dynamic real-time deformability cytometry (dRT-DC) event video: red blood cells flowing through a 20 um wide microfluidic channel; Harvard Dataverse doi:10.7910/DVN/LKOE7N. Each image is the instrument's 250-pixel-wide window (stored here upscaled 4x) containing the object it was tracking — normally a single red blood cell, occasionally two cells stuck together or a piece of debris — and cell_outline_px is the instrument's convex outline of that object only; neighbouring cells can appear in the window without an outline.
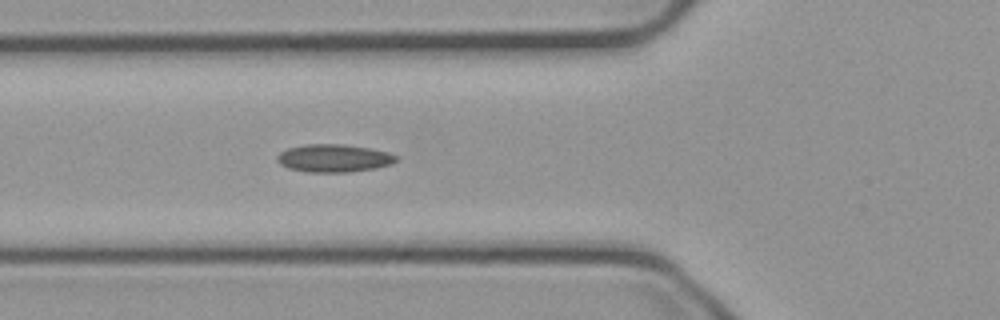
{"species": "common noctule bat (a hibernating species)", "species_latin": "Nyctalus noctula", "temperature_condition": "cold", "stored_images_in_passage": 35, "camera_frame_rate_fps": 3000, "um_per_image_px": 0.085, "animal": {"sex": "male", "body_mass_g": 23.1, "forearm_length_mm": 52.7}, "frame": {"image": 1, "passage_image": 3, "time_ms": 0.667, "image_size_px": [1000, 320], "cell_outline_px": [[400, 160], [392, 164], [376, 168], [348, 172], [308, 172], [288, 168], [280, 164], [276, 160], [276, 156], [280, 152], [288, 148], [304, 144], [344, 144], [368, 148], [388, 152], [400, 156]], "centroid_in_image_um": [28.41, 13.44], "position_along_channel_um": 97.4, "area_um2": 19.54}}
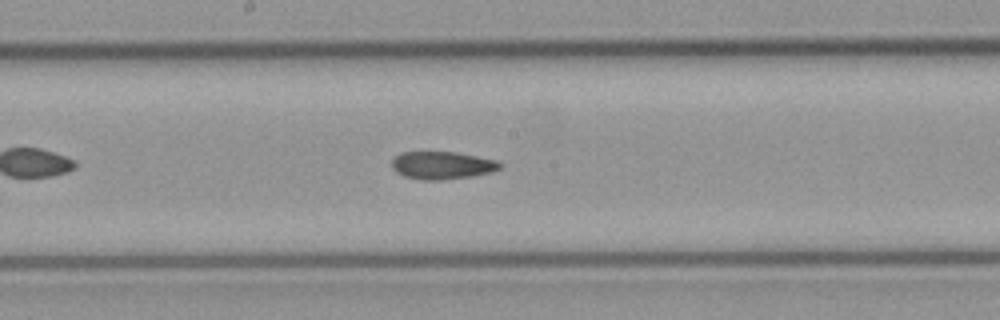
{"frame": {"image": 2, "passage_image": 12, "time_ms": 3.667, "image_size_px": [1000, 320], "cell_outline_px": [[504, 164], [500, 168], [492, 172], [472, 176], [444, 180], [420, 180], [404, 176], [396, 172], [392, 168], [392, 160], [400, 152], [456, 152], [496, 160]], "centroid_in_image_um": [37.58, 14.06], "position_along_channel_um": 210.6, "area_um2": 17.57}}
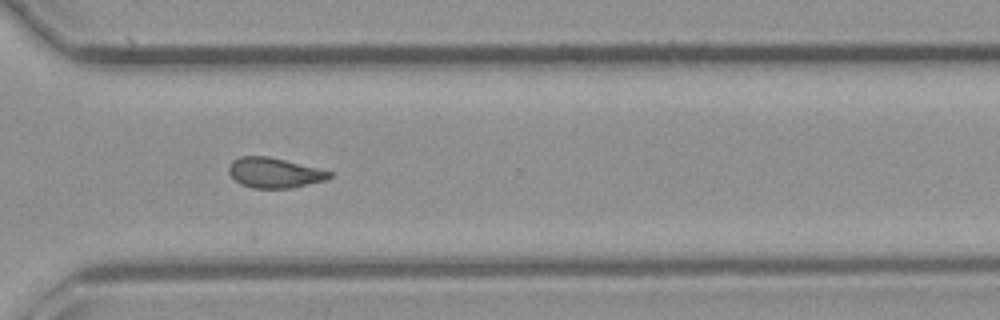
{"frame": {"image": 3, "passage_image": 23, "time_ms": 7.333, "image_size_px": [1000, 320], "cell_outline_px": [[332, 176], [328, 180], [288, 188], [252, 188], [240, 184], [228, 172], [228, 168], [232, 160], [240, 156], [268, 156], [332, 172]], "centroid_in_image_um": [23.3, 14.69], "position_along_channel_um": 347.3, "area_um2": 17.51}}